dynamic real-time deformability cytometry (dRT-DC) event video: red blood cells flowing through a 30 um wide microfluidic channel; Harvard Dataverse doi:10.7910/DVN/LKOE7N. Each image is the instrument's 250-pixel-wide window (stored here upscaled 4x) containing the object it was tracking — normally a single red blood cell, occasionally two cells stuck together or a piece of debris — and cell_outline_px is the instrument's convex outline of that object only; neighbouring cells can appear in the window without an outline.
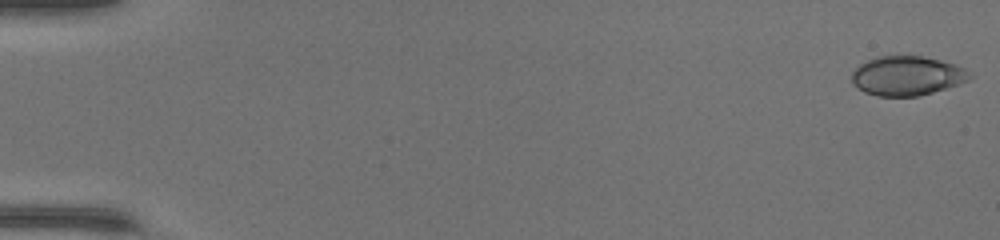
{"species": "common noctule bat (a hibernating species)", "species_latin": "Nyctalus noctula", "temperature_condition": "warm", "stored_images_in_passage": 49, "camera_frame_rate_fps": 3000, "um_per_image_px": 0.085, "animal": {"sex": "female", "body_mass_g": 17.0, "forearm_length_mm": 48.0}, "frame": {"image": 1, "passage_image": 1, "time_ms": 0.0, "image_size_px": [1000, 240], "cell_outline_px": [[972, 76], [968, 80], [960, 84], [920, 96], [876, 96], [864, 92], [852, 84], [852, 72], [860, 64], [876, 56], [920, 56], [956, 64], [964, 68]], "centroid_in_image_um": [77.08, 6.45], "position_along_channel_um": 7.9, "area_um2": 27.05}}
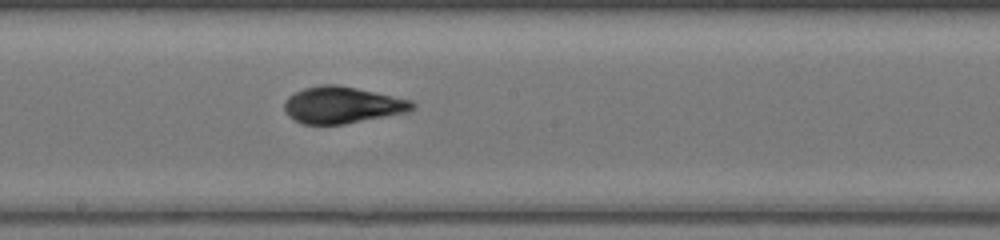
{"frame": {"image": 2, "passage_image": 28, "time_ms": 9.0, "image_size_px": [1000, 240], "cell_outline_px": [[416, 108], [408, 112], [344, 124], [300, 124], [288, 116], [284, 112], [284, 100], [288, 96], [304, 88], [320, 84], [336, 84], [356, 88], [412, 100], [416, 104]], "centroid_in_image_um": [29.07, 8.93], "position_along_channel_um": 219.1, "area_um2": 27.51}}
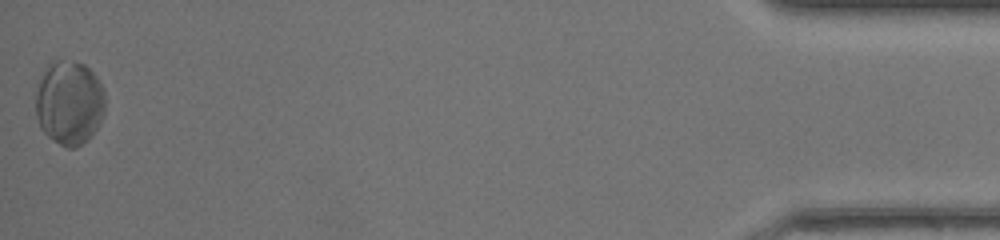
{"frame": {"image": 3, "passage_image": 49, "time_ms": 16.0, "image_size_px": [1000, 240], "cell_outline_px": [[104, 112], [96, 128], [88, 140], [76, 148], [68, 148], [60, 144], [48, 136], [40, 128], [36, 116], [36, 92], [44, 68], [52, 60], [60, 60], [84, 64], [96, 76], [104, 92]], "centroid_in_image_um": [5.87, 8.74], "position_along_channel_um": 429.3, "area_um2": 33.99}, "authors_computed_cell_mechanics": {"area_um2": 27.3972, "velocity_mm_per_s": 4.309, "shape_relaxation_time_tau1_ms": 4.4872, "shape_relaxation_time_tau2_ms": 1.158, "deformation_change_tau1": 0.1162, "deformation_change_tau2": 0.0704}}